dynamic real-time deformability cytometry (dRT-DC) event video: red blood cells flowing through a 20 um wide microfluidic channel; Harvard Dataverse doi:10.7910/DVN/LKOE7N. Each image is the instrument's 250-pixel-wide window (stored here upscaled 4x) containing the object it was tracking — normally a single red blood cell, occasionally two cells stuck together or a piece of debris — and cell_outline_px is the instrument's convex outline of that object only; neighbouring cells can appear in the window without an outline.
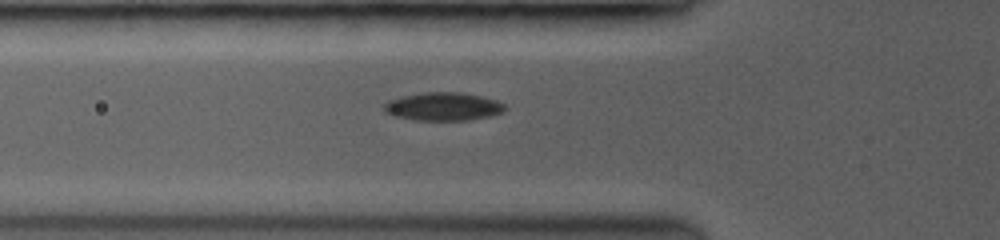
{"species": "common noctule bat (a hibernating species)", "species_latin": "Nyctalus noctula", "temperature_condition": "room temperature", "stored_images_in_passage": 47, "camera_frame_rate_fps": 3500, "um_per_image_px": 0.085, "animal": {"sex": "female", "body_mass_g": 19.0, "forearm_length_mm": 53.3}, "frame": {"image": 1, "passage_image": 2, "time_ms": 0.571, "image_size_px": [1000, 240], "cell_outline_px": [[504, 108], [500, 112], [488, 116], [468, 120], [416, 120], [396, 116], [388, 112], [384, 108], [384, 104], [392, 100], [404, 96], [428, 92], [452, 92], [480, 96], [496, 100], [504, 104]], "centroid_in_image_um": [37.68, 9.06], "position_along_channel_um": 88.1, "area_um2": 19.13}}
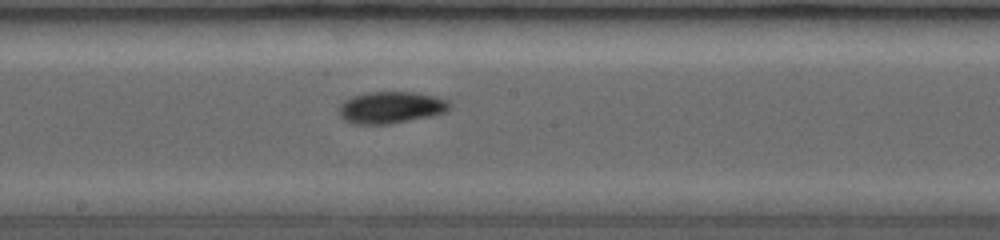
{"frame": {"image": 2, "passage_image": 16, "time_ms": 3.714, "image_size_px": [1000, 240], "cell_outline_px": [[448, 108], [444, 112], [428, 116], [388, 124], [356, 124], [344, 120], [340, 116], [340, 104], [352, 96], [372, 92], [408, 92], [432, 96], [444, 100], [448, 104]], "centroid_in_image_um": [33.14, 9.14], "position_along_channel_um": 215.1, "area_um2": 19.77}}
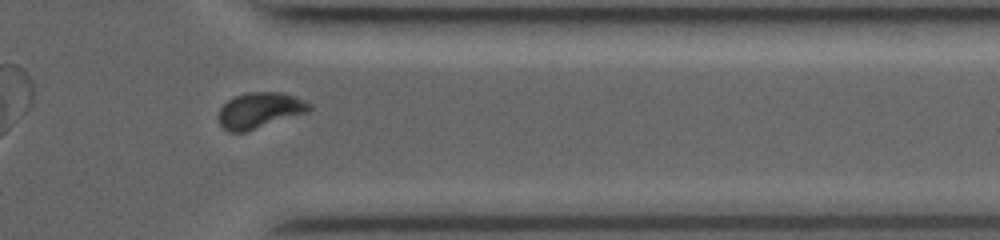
{"frame": {"image": 3, "passage_image": 42, "time_ms": 8.0, "image_size_px": [1000, 240], "cell_outline_px": [[312, 108], [308, 112], [248, 132], [228, 132], [220, 124], [220, 108], [228, 100], [236, 96], [248, 92], [280, 92], [296, 96], [312, 104]], "centroid_in_image_um": [22.12, 9.39], "position_along_channel_um": 389.3, "area_um2": 19.02}}